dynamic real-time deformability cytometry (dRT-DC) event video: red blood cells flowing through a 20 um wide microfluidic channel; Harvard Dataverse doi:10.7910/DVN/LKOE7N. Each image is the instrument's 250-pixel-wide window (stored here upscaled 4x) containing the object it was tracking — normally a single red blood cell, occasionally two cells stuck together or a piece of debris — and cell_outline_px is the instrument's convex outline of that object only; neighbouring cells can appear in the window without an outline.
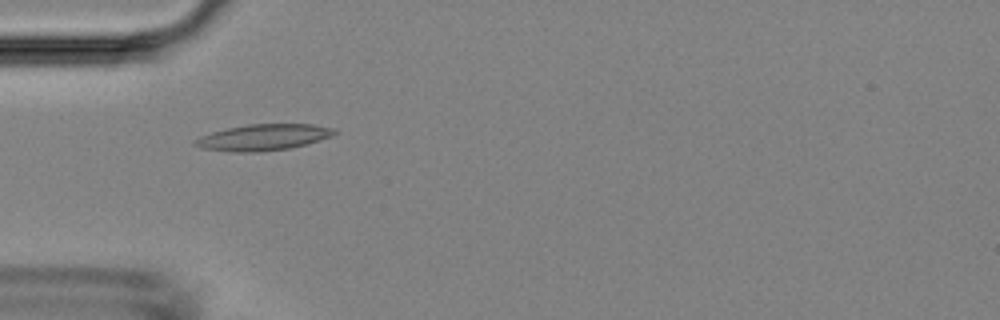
{"species": "Egyptian fruit bat (a non-hibernating species)", "species_latin": "Rousettus aegyptiacus", "temperature_condition": "room temperature", "stored_images_in_passage": 8, "camera_frame_rate_fps": 3000, "um_per_image_px": 0.085, "animal": {"sex": "female"}, "frame": {"image": 1, "passage_image": 5, "time_ms": 4.667, "image_size_px": [1000, 320], "cell_outline_px": [[340, 132], [332, 136], [304, 144], [288, 148], [260, 152], [228, 152], [200, 148], [192, 144], [192, 140], [200, 136], [212, 132], [228, 128], [248, 124], [312, 124], [336, 128]], "centroid_in_image_um": [22.35, 11.67], "position_along_channel_um": 62.6, "area_um2": 21.44}}
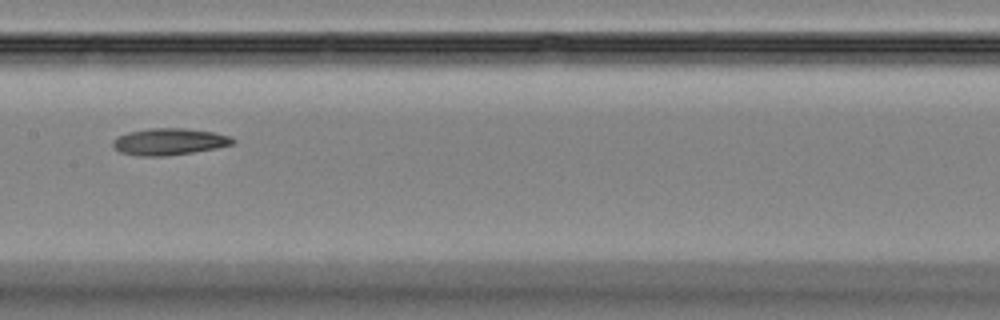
{"frame": {"image": 2, "passage_image": 8, "time_ms": 8.0, "image_size_px": [1000, 320], "cell_outline_px": [[236, 140], [232, 144], [216, 148], [168, 156], [136, 156], [120, 152], [112, 144], [112, 140], [128, 132], [148, 128], [184, 128], [212, 132], [232, 136]], "centroid_in_image_um": [14.38, 12.04], "position_along_channel_um": 193.0, "area_um2": 18.67}}